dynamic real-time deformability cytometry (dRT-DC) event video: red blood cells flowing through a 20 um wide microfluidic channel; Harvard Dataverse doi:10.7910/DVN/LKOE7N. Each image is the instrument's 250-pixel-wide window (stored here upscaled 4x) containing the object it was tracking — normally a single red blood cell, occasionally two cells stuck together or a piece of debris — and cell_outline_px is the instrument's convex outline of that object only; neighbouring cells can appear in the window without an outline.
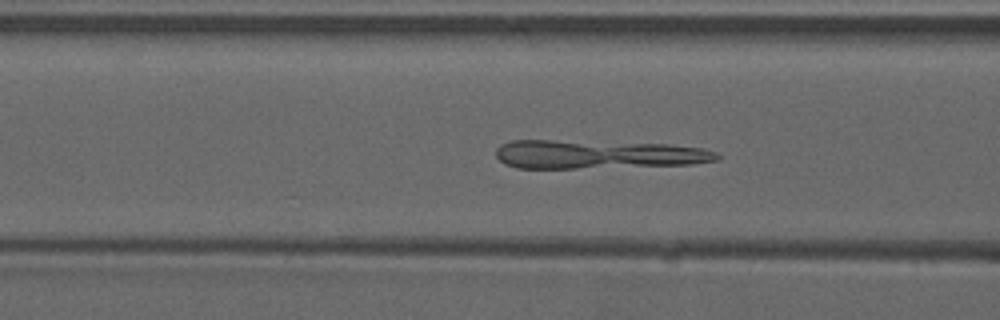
{"species": "common noctule bat (a hibernating species)", "species_latin": "Nyctalus noctula", "temperature_condition": "warm", "stored_images_in_passage": 36, "camera_frame_rate_fps": 3000, "um_per_image_px": 0.085, "animal": {"sex": "male", "forearm_length_mm": 52.5}, "frame": {"image": 1, "passage_image": 9, "time_ms": 2.667, "image_size_px": [1000, 320], "cell_outline_px": [[720, 160], [692, 164], [576, 168], [516, 168], [504, 164], [496, 156], [496, 148], [500, 144], [512, 140], [552, 140], [668, 144], [704, 148], [716, 152], [720, 156]], "centroid_in_image_um": [50.79, 13.12], "position_along_channel_um": 115.8, "area_um2": 36.93}}
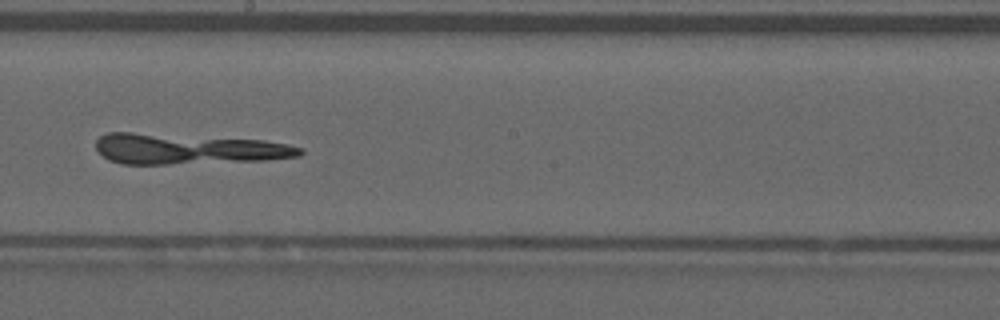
{"frame": {"image": 2, "passage_image": 18, "time_ms": 5.667, "image_size_px": [1000, 320], "cell_outline_px": [[304, 152], [300, 156], [264, 160], [168, 164], [120, 164], [108, 160], [96, 148], [96, 140], [100, 136], [108, 132], [132, 132], [264, 140], [288, 144], [304, 148]], "centroid_in_image_um": [15.97, 12.66], "position_along_channel_um": 232.2, "area_um2": 36.36}}
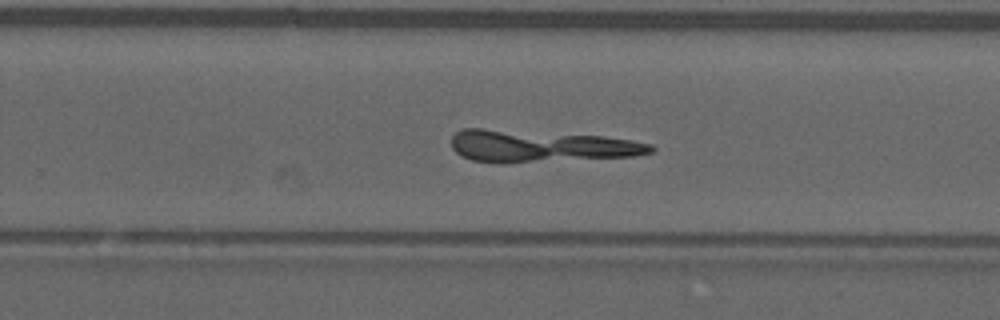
{"frame": {"image": 3, "passage_image": 22, "time_ms": 7.0, "image_size_px": [1000, 320], "cell_outline_px": [[656, 148], [652, 152], [636, 156], [504, 164], [496, 164], [472, 160], [456, 152], [452, 148], [452, 136], [456, 132], [464, 128], [480, 128], [604, 136], [632, 140], [652, 144]], "centroid_in_image_um": [45.95, 12.44], "position_along_channel_um": 283.9, "area_um2": 37.57}}